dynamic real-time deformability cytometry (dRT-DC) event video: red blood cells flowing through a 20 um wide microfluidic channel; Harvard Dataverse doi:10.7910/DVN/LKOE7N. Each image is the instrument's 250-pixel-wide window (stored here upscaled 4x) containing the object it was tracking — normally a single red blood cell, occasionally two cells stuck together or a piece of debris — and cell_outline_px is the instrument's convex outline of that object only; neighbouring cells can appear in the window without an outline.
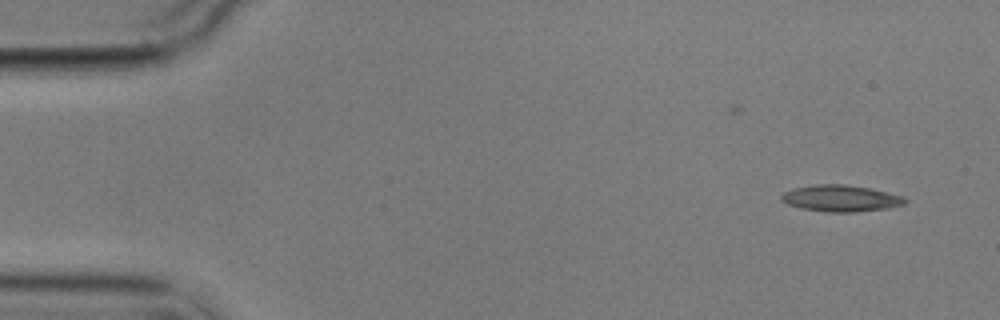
{"species": "common noctule bat (a hibernating species)", "species_latin": "Nyctalus noctula", "temperature_condition": "cold", "stored_images_in_passage": 4, "camera_frame_rate_fps": 3000, "um_per_image_px": 0.085, "animal": {"sex": "male", "body_mass_g": 17.9}, "frame": {"image": 1, "passage_image": 1, "time_ms": 0.0, "image_size_px": [1000, 320], "cell_outline_px": [[908, 200], [904, 204], [888, 208], [856, 212], [824, 212], [800, 208], [788, 204], [780, 200], [780, 196], [784, 192], [792, 188], [816, 184], [844, 184], [868, 188], [904, 196]], "centroid_in_image_um": [71.44, 16.86], "position_along_channel_um": 13.6, "area_um2": 19.19}}